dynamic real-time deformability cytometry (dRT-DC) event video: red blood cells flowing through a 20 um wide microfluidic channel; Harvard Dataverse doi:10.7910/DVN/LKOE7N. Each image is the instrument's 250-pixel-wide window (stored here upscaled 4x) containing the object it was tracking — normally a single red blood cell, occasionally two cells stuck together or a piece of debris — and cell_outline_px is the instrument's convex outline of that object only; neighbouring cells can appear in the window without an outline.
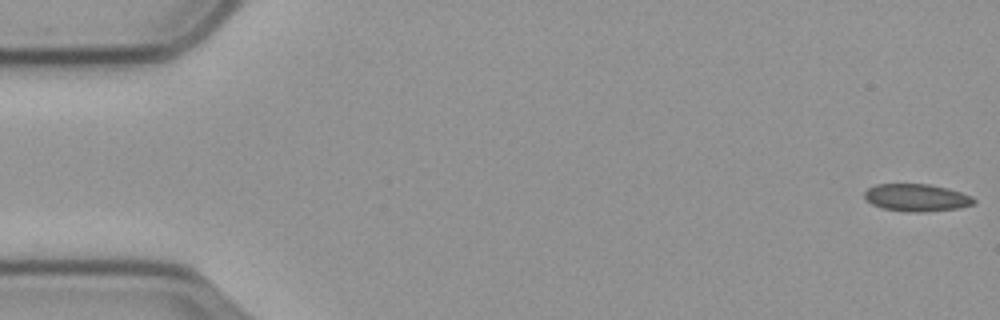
{"species": "common noctule bat (a hibernating species)", "species_latin": "Nyctalus noctula", "temperature_condition": "cold", "stored_images_in_passage": 9, "camera_frame_rate_fps": 3000, "um_per_image_px": 0.085, "animal": {"sex": "male", "body_mass_g": 23.1, "forearm_length_mm": 52.7}, "frame": {"image": 1, "passage_image": 1, "time_ms": 0.0, "image_size_px": [1000, 320], "cell_outline_px": [[976, 200], [972, 204], [956, 208], [924, 212], [904, 212], [884, 208], [872, 204], [864, 200], [864, 192], [868, 188], [876, 184], [928, 184], [948, 188], [972, 196]], "centroid_in_image_um": [77.86, 16.79], "position_along_channel_um": 7.1, "area_um2": 17.46}}